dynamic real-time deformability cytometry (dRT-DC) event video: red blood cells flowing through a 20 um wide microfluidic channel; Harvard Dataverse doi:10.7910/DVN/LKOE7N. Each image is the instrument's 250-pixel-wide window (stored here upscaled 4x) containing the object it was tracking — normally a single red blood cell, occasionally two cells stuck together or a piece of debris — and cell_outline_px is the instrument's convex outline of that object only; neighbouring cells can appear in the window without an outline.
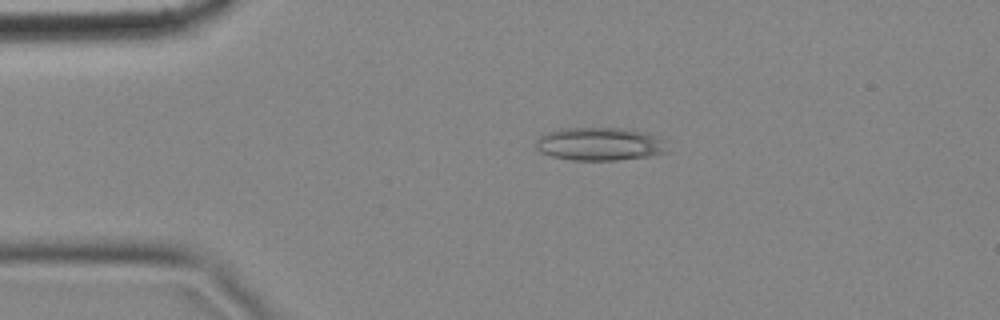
{"species": "common noctule bat (a hibernating species)", "species_latin": "Nyctalus noctula", "temperature_condition": "cold", "stored_images_in_passage": 3, "camera_frame_rate_fps": 3000, "um_per_image_px": 0.085, "animal": {"sex": "female", "body_mass_g": 18.4}, "frame": {"image": 1, "passage_image": 2, "time_ms": 0.333, "image_size_px": [1000, 320], "cell_outline_px": [[672, 152], [648, 156], [616, 160], [572, 160], [552, 156], [540, 152], [536, 148], [536, 140], [540, 136], [548, 132], [560, 128], [624, 128], [648, 132], [660, 136]], "centroid_in_image_um": [51.04, 12.23], "position_along_channel_um": 34.0, "area_um2": 25.78}}